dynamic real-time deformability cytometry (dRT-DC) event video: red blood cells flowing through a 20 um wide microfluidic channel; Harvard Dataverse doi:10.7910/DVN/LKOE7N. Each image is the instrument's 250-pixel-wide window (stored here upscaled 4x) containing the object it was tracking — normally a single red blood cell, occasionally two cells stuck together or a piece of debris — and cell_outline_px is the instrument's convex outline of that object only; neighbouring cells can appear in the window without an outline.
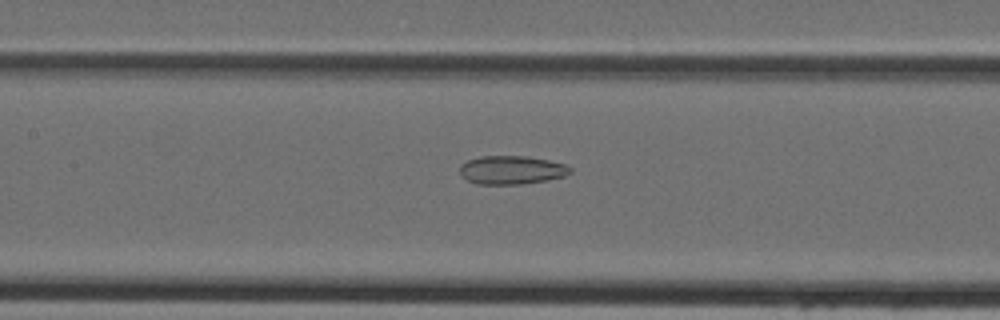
{"species": "Egyptian fruit bat (a non-hibernating species)", "species_latin": "Rousettus aegyptiacus", "temperature_condition": "cold", "stored_images_in_passage": 44, "camera_frame_rate_fps": 3000, "um_per_image_px": 0.085, "animal": {"sex": "female"}, "frame": {"image": 1, "passage_image": 20, "time_ms": 6.333, "image_size_px": [1000, 320], "cell_outline_px": [[572, 172], [564, 176], [548, 180], [520, 184], [476, 184], [460, 176], [460, 164], [468, 160], [480, 156], [528, 156], [548, 160], [564, 164], [572, 168]], "centroid_in_image_um": [43.47, 14.45], "position_along_channel_um": 163.9, "area_um2": 18.44}}
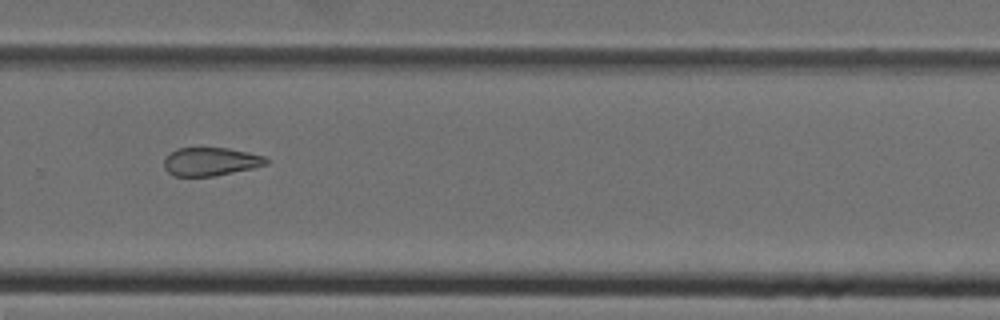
{"frame": {"image": 2, "passage_image": 30, "time_ms": 9.667, "image_size_px": [1000, 320], "cell_outline_px": [[268, 164], [252, 168], [216, 176], [172, 176], [164, 168], [164, 156], [176, 148], [228, 148], [248, 152], [264, 156], [268, 160]], "centroid_in_image_um": [17.87, 13.73], "position_along_channel_um": 311.9, "area_um2": 16.99}}
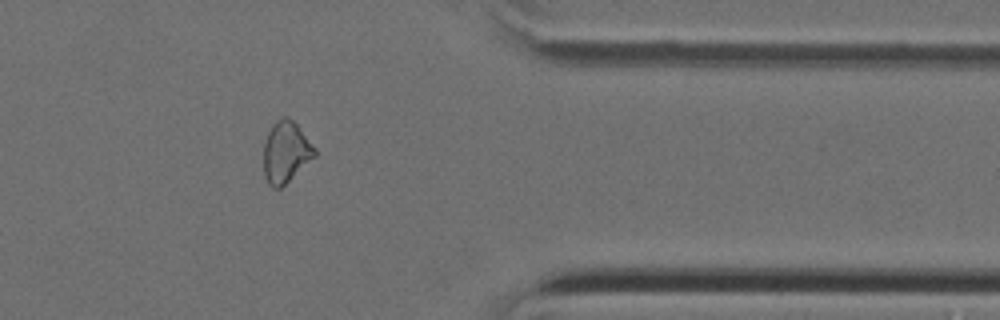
{"frame": {"image": 3, "passage_image": 36, "time_ms": 11.667, "image_size_px": [1000, 320], "cell_outline_px": [[316, 156], [280, 188], [272, 188], [268, 184], [264, 176], [264, 144], [268, 132], [272, 124], [276, 120], [284, 116], [288, 116], [296, 124], [316, 148]], "centroid_in_image_um": [24.29, 12.92], "position_along_channel_um": 387.1, "area_um2": 18.21}}